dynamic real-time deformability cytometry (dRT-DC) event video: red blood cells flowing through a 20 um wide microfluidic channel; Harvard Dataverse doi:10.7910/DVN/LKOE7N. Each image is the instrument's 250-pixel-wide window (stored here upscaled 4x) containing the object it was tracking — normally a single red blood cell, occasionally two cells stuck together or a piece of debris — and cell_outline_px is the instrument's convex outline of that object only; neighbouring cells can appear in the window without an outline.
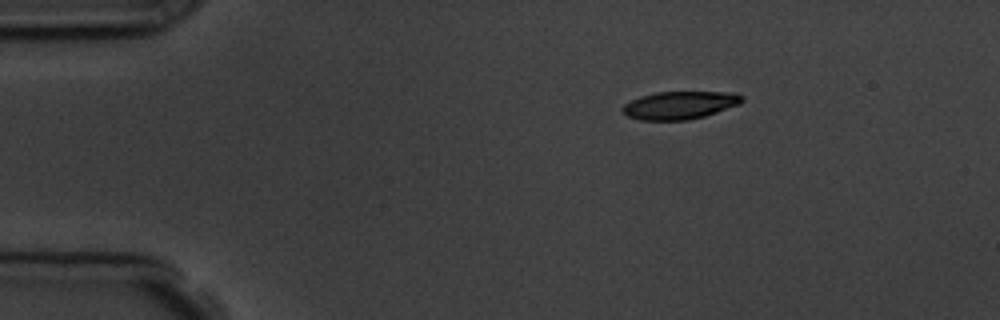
{"species": "common noctule bat (a hibernating species)", "species_latin": "Nyctalus noctula", "temperature_condition": "room temperature", "stored_images_in_passage": 3, "camera_frame_rate_fps": 3000, "um_per_image_px": 0.085, "animal": {"sex": "male", "body_mass_g": 19.5, "forearm_length_mm": 54.6}, "frame": {"image": 1, "passage_image": 1, "time_ms": 0.0, "image_size_px": [1000, 320], "cell_outline_px": [[744, 100], [740, 104], [704, 116], [688, 120], [640, 120], [628, 116], [620, 108], [624, 104], [640, 96], [656, 92], [736, 92], [744, 96]], "centroid_in_image_um": [57.8, 8.93], "position_along_channel_um": 27.2, "area_um2": 19.42}}
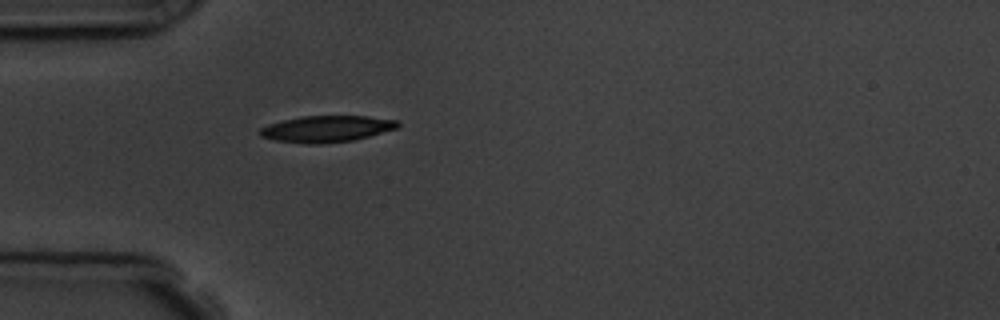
{"frame": {"image": 2, "passage_image": 3, "time_ms": 2.333, "image_size_px": [1000, 320], "cell_outline_px": [[400, 124], [396, 128], [368, 136], [352, 140], [320, 144], [308, 144], [276, 140], [260, 136], [260, 128], [268, 124], [300, 116], [368, 116], [396, 120]], "centroid_in_image_um": [27.74, 10.95], "position_along_channel_um": 57.3, "area_um2": 20.98}}